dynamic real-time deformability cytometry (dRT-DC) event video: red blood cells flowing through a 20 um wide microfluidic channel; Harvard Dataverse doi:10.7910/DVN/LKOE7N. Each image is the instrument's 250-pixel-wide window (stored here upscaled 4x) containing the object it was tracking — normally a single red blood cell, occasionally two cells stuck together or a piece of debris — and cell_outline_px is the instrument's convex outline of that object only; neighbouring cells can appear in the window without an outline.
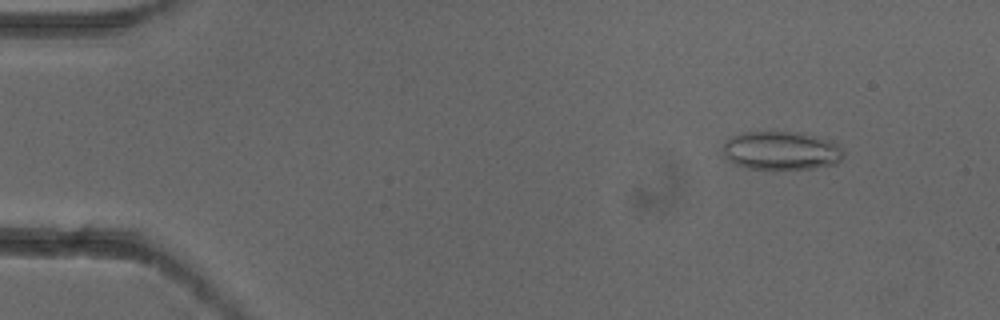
{"species": "common noctule bat (a hibernating species)", "species_latin": "Nyctalus noctula", "temperature_condition": "cold", "stored_images_in_passage": 4, "camera_frame_rate_fps": 3000, "um_per_image_px": 0.085, "animal": {"sex": "female"}, "frame": {"image": 1, "passage_image": 2, "time_ms": 0.333, "image_size_px": [1000, 320], "cell_outline_px": [[844, 156], [836, 164], [812, 168], [748, 168], [736, 164], [728, 160], [724, 152], [724, 140], [732, 136], [744, 132], [800, 132], [832, 140], [840, 144], [844, 152]], "centroid_in_image_um": [66.45, 12.78], "position_along_channel_um": 18.5, "area_um2": 27.05}}